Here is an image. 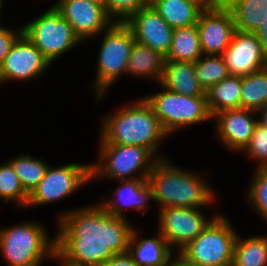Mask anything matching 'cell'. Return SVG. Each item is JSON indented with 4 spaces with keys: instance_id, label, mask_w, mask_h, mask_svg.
<instances>
[{
    "instance_id": "obj_34",
    "label": "cell",
    "mask_w": 267,
    "mask_h": 266,
    "mask_svg": "<svg viewBox=\"0 0 267 266\" xmlns=\"http://www.w3.org/2000/svg\"><path fill=\"white\" fill-rule=\"evenodd\" d=\"M23 34V27L20 29H9L0 24V64L9 54L15 41Z\"/></svg>"
},
{
    "instance_id": "obj_27",
    "label": "cell",
    "mask_w": 267,
    "mask_h": 266,
    "mask_svg": "<svg viewBox=\"0 0 267 266\" xmlns=\"http://www.w3.org/2000/svg\"><path fill=\"white\" fill-rule=\"evenodd\" d=\"M267 106V67L241 76L240 108L257 111Z\"/></svg>"
},
{
    "instance_id": "obj_10",
    "label": "cell",
    "mask_w": 267,
    "mask_h": 266,
    "mask_svg": "<svg viewBox=\"0 0 267 266\" xmlns=\"http://www.w3.org/2000/svg\"><path fill=\"white\" fill-rule=\"evenodd\" d=\"M48 166L44 178L30 193L26 207L41 206L62 200L91 182V163Z\"/></svg>"
},
{
    "instance_id": "obj_15",
    "label": "cell",
    "mask_w": 267,
    "mask_h": 266,
    "mask_svg": "<svg viewBox=\"0 0 267 266\" xmlns=\"http://www.w3.org/2000/svg\"><path fill=\"white\" fill-rule=\"evenodd\" d=\"M125 24L131 29L135 42L158 51L164 56L168 54L174 29L151 4L130 16Z\"/></svg>"
},
{
    "instance_id": "obj_12",
    "label": "cell",
    "mask_w": 267,
    "mask_h": 266,
    "mask_svg": "<svg viewBox=\"0 0 267 266\" xmlns=\"http://www.w3.org/2000/svg\"><path fill=\"white\" fill-rule=\"evenodd\" d=\"M51 65L49 60L23 33L0 64V85L13 80L39 78Z\"/></svg>"
},
{
    "instance_id": "obj_11",
    "label": "cell",
    "mask_w": 267,
    "mask_h": 266,
    "mask_svg": "<svg viewBox=\"0 0 267 266\" xmlns=\"http://www.w3.org/2000/svg\"><path fill=\"white\" fill-rule=\"evenodd\" d=\"M201 208L166 207L159 209L158 230L169 246L178 247V252L194 240L219 214L210 219Z\"/></svg>"
},
{
    "instance_id": "obj_14",
    "label": "cell",
    "mask_w": 267,
    "mask_h": 266,
    "mask_svg": "<svg viewBox=\"0 0 267 266\" xmlns=\"http://www.w3.org/2000/svg\"><path fill=\"white\" fill-rule=\"evenodd\" d=\"M203 54L222 55L236 31L231 10L221 1L203 10L196 23Z\"/></svg>"
},
{
    "instance_id": "obj_39",
    "label": "cell",
    "mask_w": 267,
    "mask_h": 266,
    "mask_svg": "<svg viewBox=\"0 0 267 266\" xmlns=\"http://www.w3.org/2000/svg\"><path fill=\"white\" fill-rule=\"evenodd\" d=\"M171 266H198V265H194V264L189 263L188 261H186L185 259H183L176 252V256L175 255L173 256Z\"/></svg>"
},
{
    "instance_id": "obj_32",
    "label": "cell",
    "mask_w": 267,
    "mask_h": 266,
    "mask_svg": "<svg viewBox=\"0 0 267 266\" xmlns=\"http://www.w3.org/2000/svg\"><path fill=\"white\" fill-rule=\"evenodd\" d=\"M149 4L150 0H103L105 11L114 22H125Z\"/></svg>"
},
{
    "instance_id": "obj_3",
    "label": "cell",
    "mask_w": 267,
    "mask_h": 266,
    "mask_svg": "<svg viewBox=\"0 0 267 266\" xmlns=\"http://www.w3.org/2000/svg\"><path fill=\"white\" fill-rule=\"evenodd\" d=\"M205 175L187 171L171 164L167 158L158 159L148 175L153 201L161 208H203L215 199ZM208 181V182H207Z\"/></svg>"
},
{
    "instance_id": "obj_33",
    "label": "cell",
    "mask_w": 267,
    "mask_h": 266,
    "mask_svg": "<svg viewBox=\"0 0 267 266\" xmlns=\"http://www.w3.org/2000/svg\"><path fill=\"white\" fill-rule=\"evenodd\" d=\"M243 151L258 162L257 169H267V128L257 122L250 142Z\"/></svg>"
},
{
    "instance_id": "obj_7",
    "label": "cell",
    "mask_w": 267,
    "mask_h": 266,
    "mask_svg": "<svg viewBox=\"0 0 267 266\" xmlns=\"http://www.w3.org/2000/svg\"><path fill=\"white\" fill-rule=\"evenodd\" d=\"M99 160L91 163V180H133L148 178L153 165L158 160L142 146L99 144Z\"/></svg>"
},
{
    "instance_id": "obj_41",
    "label": "cell",
    "mask_w": 267,
    "mask_h": 266,
    "mask_svg": "<svg viewBox=\"0 0 267 266\" xmlns=\"http://www.w3.org/2000/svg\"><path fill=\"white\" fill-rule=\"evenodd\" d=\"M89 1H93V2H96V3H101V4H103V0H89Z\"/></svg>"
},
{
    "instance_id": "obj_18",
    "label": "cell",
    "mask_w": 267,
    "mask_h": 266,
    "mask_svg": "<svg viewBox=\"0 0 267 266\" xmlns=\"http://www.w3.org/2000/svg\"><path fill=\"white\" fill-rule=\"evenodd\" d=\"M147 179L148 178H138L120 181L121 185L117 187L115 194H112V198L107 202H100V204L111 215L126 219L127 216L125 212L128 207L144 213L149 209L148 207H150L148 206V201L154 200L152 187Z\"/></svg>"
},
{
    "instance_id": "obj_2",
    "label": "cell",
    "mask_w": 267,
    "mask_h": 266,
    "mask_svg": "<svg viewBox=\"0 0 267 266\" xmlns=\"http://www.w3.org/2000/svg\"><path fill=\"white\" fill-rule=\"evenodd\" d=\"M113 113L102 119L101 144L142 146L157 159L165 158L157 150L170 135L144 97Z\"/></svg>"
},
{
    "instance_id": "obj_38",
    "label": "cell",
    "mask_w": 267,
    "mask_h": 266,
    "mask_svg": "<svg viewBox=\"0 0 267 266\" xmlns=\"http://www.w3.org/2000/svg\"><path fill=\"white\" fill-rule=\"evenodd\" d=\"M199 5L203 10L217 6L222 0H189Z\"/></svg>"
},
{
    "instance_id": "obj_29",
    "label": "cell",
    "mask_w": 267,
    "mask_h": 266,
    "mask_svg": "<svg viewBox=\"0 0 267 266\" xmlns=\"http://www.w3.org/2000/svg\"><path fill=\"white\" fill-rule=\"evenodd\" d=\"M230 75L222 55L203 54L195 62V77L205 91Z\"/></svg>"
},
{
    "instance_id": "obj_13",
    "label": "cell",
    "mask_w": 267,
    "mask_h": 266,
    "mask_svg": "<svg viewBox=\"0 0 267 266\" xmlns=\"http://www.w3.org/2000/svg\"><path fill=\"white\" fill-rule=\"evenodd\" d=\"M72 26L83 43L98 36L114 21L107 15L104 5L89 0H58L53 5Z\"/></svg>"
},
{
    "instance_id": "obj_40",
    "label": "cell",
    "mask_w": 267,
    "mask_h": 266,
    "mask_svg": "<svg viewBox=\"0 0 267 266\" xmlns=\"http://www.w3.org/2000/svg\"><path fill=\"white\" fill-rule=\"evenodd\" d=\"M256 112H259V115L261 114L259 116L260 118L258 117L257 122L267 128V106L258 109Z\"/></svg>"
},
{
    "instance_id": "obj_19",
    "label": "cell",
    "mask_w": 267,
    "mask_h": 266,
    "mask_svg": "<svg viewBox=\"0 0 267 266\" xmlns=\"http://www.w3.org/2000/svg\"><path fill=\"white\" fill-rule=\"evenodd\" d=\"M157 232L155 237L139 240V232L135 228L132 231L128 252L138 266H171L174 252L164 236Z\"/></svg>"
},
{
    "instance_id": "obj_8",
    "label": "cell",
    "mask_w": 267,
    "mask_h": 266,
    "mask_svg": "<svg viewBox=\"0 0 267 266\" xmlns=\"http://www.w3.org/2000/svg\"><path fill=\"white\" fill-rule=\"evenodd\" d=\"M163 90L144 98L151 105L159 122L169 135L183 127L212 119L206 96H186L166 88Z\"/></svg>"
},
{
    "instance_id": "obj_35",
    "label": "cell",
    "mask_w": 267,
    "mask_h": 266,
    "mask_svg": "<svg viewBox=\"0 0 267 266\" xmlns=\"http://www.w3.org/2000/svg\"><path fill=\"white\" fill-rule=\"evenodd\" d=\"M99 266H138L129 252L115 254Z\"/></svg>"
},
{
    "instance_id": "obj_26",
    "label": "cell",
    "mask_w": 267,
    "mask_h": 266,
    "mask_svg": "<svg viewBox=\"0 0 267 266\" xmlns=\"http://www.w3.org/2000/svg\"><path fill=\"white\" fill-rule=\"evenodd\" d=\"M234 266H267V236H237L233 262Z\"/></svg>"
},
{
    "instance_id": "obj_31",
    "label": "cell",
    "mask_w": 267,
    "mask_h": 266,
    "mask_svg": "<svg viewBox=\"0 0 267 266\" xmlns=\"http://www.w3.org/2000/svg\"><path fill=\"white\" fill-rule=\"evenodd\" d=\"M248 190V201L267 222V169H256Z\"/></svg>"
},
{
    "instance_id": "obj_21",
    "label": "cell",
    "mask_w": 267,
    "mask_h": 266,
    "mask_svg": "<svg viewBox=\"0 0 267 266\" xmlns=\"http://www.w3.org/2000/svg\"><path fill=\"white\" fill-rule=\"evenodd\" d=\"M166 57L147 46L135 42L133 44L126 75L152 78L160 83L163 75Z\"/></svg>"
},
{
    "instance_id": "obj_23",
    "label": "cell",
    "mask_w": 267,
    "mask_h": 266,
    "mask_svg": "<svg viewBox=\"0 0 267 266\" xmlns=\"http://www.w3.org/2000/svg\"><path fill=\"white\" fill-rule=\"evenodd\" d=\"M150 4L173 29L195 25L203 11L189 0H150Z\"/></svg>"
},
{
    "instance_id": "obj_42",
    "label": "cell",
    "mask_w": 267,
    "mask_h": 266,
    "mask_svg": "<svg viewBox=\"0 0 267 266\" xmlns=\"http://www.w3.org/2000/svg\"><path fill=\"white\" fill-rule=\"evenodd\" d=\"M3 1L4 0H0V15H1V10H2V6H3Z\"/></svg>"
},
{
    "instance_id": "obj_4",
    "label": "cell",
    "mask_w": 267,
    "mask_h": 266,
    "mask_svg": "<svg viewBox=\"0 0 267 266\" xmlns=\"http://www.w3.org/2000/svg\"><path fill=\"white\" fill-rule=\"evenodd\" d=\"M38 222L0 228V253L8 266H40L50 258L56 239Z\"/></svg>"
},
{
    "instance_id": "obj_6",
    "label": "cell",
    "mask_w": 267,
    "mask_h": 266,
    "mask_svg": "<svg viewBox=\"0 0 267 266\" xmlns=\"http://www.w3.org/2000/svg\"><path fill=\"white\" fill-rule=\"evenodd\" d=\"M229 218L218 214L207 227L178 254L198 266H226L233 262L237 231Z\"/></svg>"
},
{
    "instance_id": "obj_22",
    "label": "cell",
    "mask_w": 267,
    "mask_h": 266,
    "mask_svg": "<svg viewBox=\"0 0 267 266\" xmlns=\"http://www.w3.org/2000/svg\"><path fill=\"white\" fill-rule=\"evenodd\" d=\"M231 10L236 30L255 33L267 21V0H222Z\"/></svg>"
},
{
    "instance_id": "obj_17",
    "label": "cell",
    "mask_w": 267,
    "mask_h": 266,
    "mask_svg": "<svg viewBox=\"0 0 267 266\" xmlns=\"http://www.w3.org/2000/svg\"><path fill=\"white\" fill-rule=\"evenodd\" d=\"M255 113L257 112L245 108L228 109L212 117L216 122V134L226 148L242 152L249 144L257 124V119L254 118Z\"/></svg>"
},
{
    "instance_id": "obj_36",
    "label": "cell",
    "mask_w": 267,
    "mask_h": 266,
    "mask_svg": "<svg viewBox=\"0 0 267 266\" xmlns=\"http://www.w3.org/2000/svg\"><path fill=\"white\" fill-rule=\"evenodd\" d=\"M50 257L52 259L55 258L57 261L61 263V266H86L82 263L75 262L68 257H66L64 254H62L56 247L52 250Z\"/></svg>"
},
{
    "instance_id": "obj_24",
    "label": "cell",
    "mask_w": 267,
    "mask_h": 266,
    "mask_svg": "<svg viewBox=\"0 0 267 266\" xmlns=\"http://www.w3.org/2000/svg\"><path fill=\"white\" fill-rule=\"evenodd\" d=\"M207 106L211 116L220 111L240 108L241 76L230 75L206 91Z\"/></svg>"
},
{
    "instance_id": "obj_5",
    "label": "cell",
    "mask_w": 267,
    "mask_h": 266,
    "mask_svg": "<svg viewBox=\"0 0 267 266\" xmlns=\"http://www.w3.org/2000/svg\"><path fill=\"white\" fill-rule=\"evenodd\" d=\"M96 79L92 83L97 102L104 98L117 79L126 75L129 56L135 43L131 29L125 22H113L102 31Z\"/></svg>"
},
{
    "instance_id": "obj_20",
    "label": "cell",
    "mask_w": 267,
    "mask_h": 266,
    "mask_svg": "<svg viewBox=\"0 0 267 266\" xmlns=\"http://www.w3.org/2000/svg\"><path fill=\"white\" fill-rule=\"evenodd\" d=\"M163 88L186 96H206L195 77V62L166 60L162 79Z\"/></svg>"
},
{
    "instance_id": "obj_16",
    "label": "cell",
    "mask_w": 267,
    "mask_h": 266,
    "mask_svg": "<svg viewBox=\"0 0 267 266\" xmlns=\"http://www.w3.org/2000/svg\"><path fill=\"white\" fill-rule=\"evenodd\" d=\"M222 58L235 76H246L267 67V57L254 33L236 30Z\"/></svg>"
},
{
    "instance_id": "obj_30",
    "label": "cell",
    "mask_w": 267,
    "mask_h": 266,
    "mask_svg": "<svg viewBox=\"0 0 267 266\" xmlns=\"http://www.w3.org/2000/svg\"><path fill=\"white\" fill-rule=\"evenodd\" d=\"M2 198L5 203L14 201L16 205L23 208H26L29 200V195L23 189L20 179L8 161L0 165V199Z\"/></svg>"
},
{
    "instance_id": "obj_25",
    "label": "cell",
    "mask_w": 267,
    "mask_h": 266,
    "mask_svg": "<svg viewBox=\"0 0 267 266\" xmlns=\"http://www.w3.org/2000/svg\"><path fill=\"white\" fill-rule=\"evenodd\" d=\"M203 55L197 25L173 30L166 60L196 62Z\"/></svg>"
},
{
    "instance_id": "obj_37",
    "label": "cell",
    "mask_w": 267,
    "mask_h": 266,
    "mask_svg": "<svg viewBox=\"0 0 267 266\" xmlns=\"http://www.w3.org/2000/svg\"><path fill=\"white\" fill-rule=\"evenodd\" d=\"M254 34L261 43L264 55L267 57V21Z\"/></svg>"
},
{
    "instance_id": "obj_28",
    "label": "cell",
    "mask_w": 267,
    "mask_h": 266,
    "mask_svg": "<svg viewBox=\"0 0 267 266\" xmlns=\"http://www.w3.org/2000/svg\"><path fill=\"white\" fill-rule=\"evenodd\" d=\"M8 162L12 165L14 172L20 179L23 189L28 195H30L44 178L49 166L42 159L33 158L29 154H20L9 159Z\"/></svg>"
},
{
    "instance_id": "obj_9",
    "label": "cell",
    "mask_w": 267,
    "mask_h": 266,
    "mask_svg": "<svg viewBox=\"0 0 267 266\" xmlns=\"http://www.w3.org/2000/svg\"><path fill=\"white\" fill-rule=\"evenodd\" d=\"M23 27V33L52 64L67 51L81 44L72 26L51 6Z\"/></svg>"
},
{
    "instance_id": "obj_1",
    "label": "cell",
    "mask_w": 267,
    "mask_h": 266,
    "mask_svg": "<svg viewBox=\"0 0 267 266\" xmlns=\"http://www.w3.org/2000/svg\"><path fill=\"white\" fill-rule=\"evenodd\" d=\"M57 219L55 247L75 262L99 266L129 250L134 227L126 218L111 215L99 203L64 211Z\"/></svg>"
}]
</instances>
